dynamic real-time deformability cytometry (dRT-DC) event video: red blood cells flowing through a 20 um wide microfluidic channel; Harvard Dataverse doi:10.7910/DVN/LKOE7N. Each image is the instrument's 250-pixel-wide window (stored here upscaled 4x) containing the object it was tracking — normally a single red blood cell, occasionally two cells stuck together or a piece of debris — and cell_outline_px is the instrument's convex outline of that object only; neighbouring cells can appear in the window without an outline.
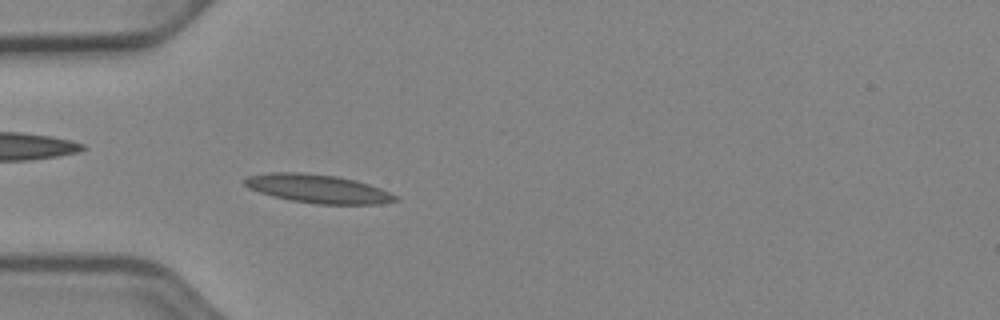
{"species": "Egyptian fruit bat (a non-hibernating species)", "species_latin": "Rousettus aegyptiacus", "temperature_condition": "cold", "stored_images_in_passage": 46, "camera_frame_rate_fps": 3000, "um_per_image_px": 0.085, "animal": {"sex": "female"}, "frame": {"image": 1, "passage_image": 15, "time_ms": 4.667, "image_size_px": [1000, 320], "cell_outline_px": [[400, 200], [380, 204], [316, 204], [292, 200], [272, 196], [248, 188], [240, 180], [248, 176], [272, 172], [296, 172], [336, 176], [356, 180], [380, 188], [400, 196]], "centroid_in_image_um": [27.04, 16.04], "position_along_channel_um": 58.0, "area_um2": 25.14}}
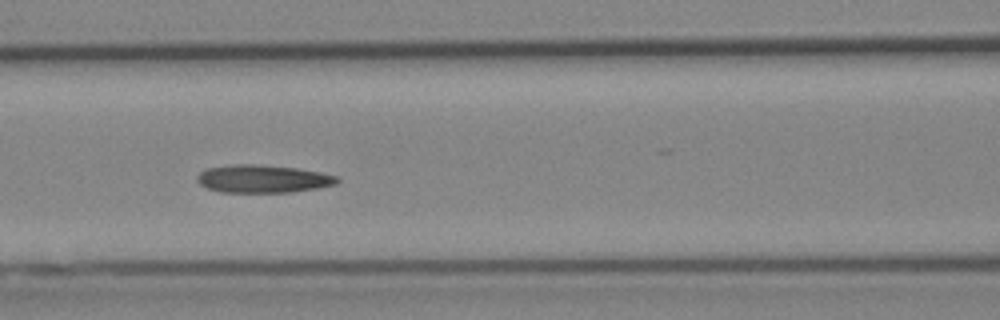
{"frame": {"image": 2, "passage_image": 22, "time_ms": 7.0, "image_size_px": [1000, 320], "cell_outline_px": [[340, 180], [336, 184], [316, 188], [292, 192], [220, 192], [208, 188], [200, 184], [196, 180], [196, 176], [200, 172], [208, 168], [236, 164], [256, 164], [296, 168], [320, 172], [340, 176]], "centroid_in_image_um": [22.36, 15.2], "position_along_channel_um": 144.2, "area_um2": 22.72}}
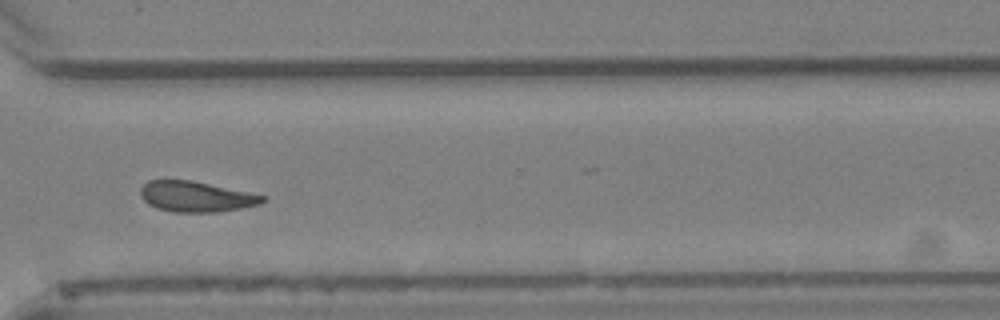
{"frame": {"image": 3, "passage_image": 38, "time_ms": 12.333, "image_size_px": [1000, 320], "cell_outline_px": [[268, 200], [260, 204], [240, 208], [216, 212], [172, 212], [156, 208], [148, 204], [140, 196], [140, 188], [148, 180], [188, 180], [268, 196]], "centroid_in_image_um": [16.66, 16.72], "position_along_channel_um": 353.9, "area_um2": 21.68}, "authors_computed_cell_mechanics": {"area_um2": 22.5131, "velocity_mm_per_s": 3.9204, "shape_relaxation_time_tau1_ms": null, "shape_relaxation_time_tau2_ms": 3.8376, "deformation_change_tau1": null, "deformation_change_tau2": 0.1187}}